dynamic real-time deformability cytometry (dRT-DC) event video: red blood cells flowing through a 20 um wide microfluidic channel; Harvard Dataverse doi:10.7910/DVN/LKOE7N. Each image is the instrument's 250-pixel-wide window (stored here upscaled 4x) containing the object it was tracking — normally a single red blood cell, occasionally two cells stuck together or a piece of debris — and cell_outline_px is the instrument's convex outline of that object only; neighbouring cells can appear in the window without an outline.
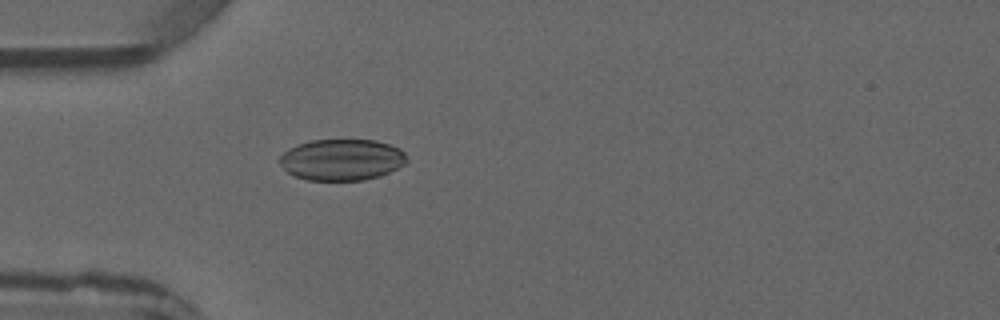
{"species": "common noctule bat (a hibernating species)", "species_latin": "Nyctalus noctula", "temperature_condition": "warm", "stored_images_in_passage": 4, "camera_frame_rate_fps": 3000, "um_per_image_px": 0.085, "animal": {"sex": "male", "forearm_length_mm": 52.5}, "frame": {"image": 1, "passage_image": 4, "time_ms": 3.667, "image_size_px": [1000, 320], "cell_outline_px": [[408, 160], [404, 164], [380, 176], [364, 180], [308, 180], [296, 176], [288, 172], [280, 164], [280, 156], [288, 148], [312, 140], [376, 140], [400, 148], [404, 152]], "centroid_in_image_um": [29.07, 13.57], "position_along_channel_um": 55.9, "area_um2": 30.46}}